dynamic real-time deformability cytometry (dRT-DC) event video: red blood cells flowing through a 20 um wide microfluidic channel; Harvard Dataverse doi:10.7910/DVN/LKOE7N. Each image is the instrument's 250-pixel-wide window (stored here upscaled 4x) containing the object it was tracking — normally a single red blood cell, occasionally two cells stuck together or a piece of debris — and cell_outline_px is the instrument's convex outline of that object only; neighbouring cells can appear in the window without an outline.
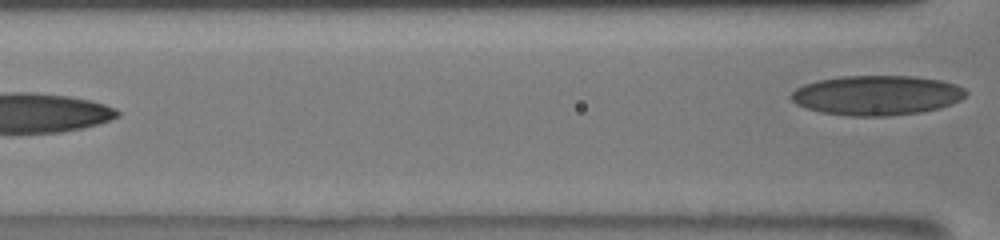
{"species": "human", "species_latin": "Homo sapiens", "temperature_condition": "room temperature", "stored_images_in_passage": 6, "segment_of_instrument_passage": [2, 2], "camera_frame_rate_fps": 3000, "um_per_image_px": 0.085, "donor": {"sex": "male"}, "frame": {"image": 1, "passage_image": 6, "time_ms": 3.0, "image_size_px": [1000, 240], "cell_outline_px": [[968, 92], [960, 100], [952, 104], [940, 108], [920, 112], [884, 116], [852, 116], [820, 112], [804, 108], [796, 104], [788, 96], [796, 88], [804, 84], [820, 80], [844, 76], [916, 76], [940, 80], [956, 84], [964, 88]], "centroid_in_image_um": [74.52, 8.1], "position_along_channel_um": 92.1, "area_um2": 40.58}}